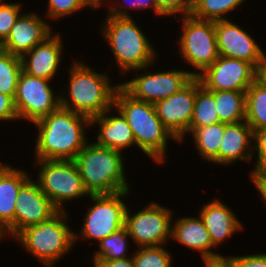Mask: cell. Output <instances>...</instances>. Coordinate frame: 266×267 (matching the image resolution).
<instances>
[{
	"mask_svg": "<svg viewBox=\"0 0 266 267\" xmlns=\"http://www.w3.org/2000/svg\"><path fill=\"white\" fill-rule=\"evenodd\" d=\"M199 0H187L188 4L192 7L195 3H197Z\"/></svg>",
	"mask_w": 266,
	"mask_h": 267,
	"instance_id": "f6af8a7d",
	"label": "cell"
},
{
	"mask_svg": "<svg viewBox=\"0 0 266 267\" xmlns=\"http://www.w3.org/2000/svg\"><path fill=\"white\" fill-rule=\"evenodd\" d=\"M69 82L60 93V107L89 117L102 115L114 107L120 84H112L106 73H98L89 65L74 60L69 67ZM68 93L69 97L64 96Z\"/></svg>",
	"mask_w": 266,
	"mask_h": 267,
	"instance_id": "7a4b0ae2",
	"label": "cell"
},
{
	"mask_svg": "<svg viewBox=\"0 0 266 267\" xmlns=\"http://www.w3.org/2000/svg\"><path fill=\"white\" fill-rule=\"evenodd\" d=\"M155 2L157 9L166 17L171 15L177 18V14L190 15L192 8L187 0H155Z\"/></svg>",
	"mask_w": 266,
	"mask_h": 267,
	"instance_id": "d590c367",
	"label": "cell"
},
{
	"mask_svg": "<svg viewBox=\"0 0 266 267\" xmlns=\"http://www.w3.org/2000/svg\"><path fill=\"white\" fill-rule=\"evenodd\" d=\"M253 151L257 154L255 168L250 170V180L266 177V127L254 131Z\"/></svg>",
	"mask_w": 266,
	"mask_h": 267,
	"instance_id": "1f68e13d",
	"label": "cell"
},
{
	"mask_svg": "<svg viewBox=\"0 0 266 267\" xmlns=\"http://www.w3.org/2000/svg\"><path fill=\"white\" fill-rule=\"evenodd\" d=\"M101 34L108 43L121 75L153 65L158 55L133 17L107 15Z\"/></svg>",
	"mask_w": 266,
	"mask_h": 267,
	"instance_id": "5b68a950",
	"label": "cell"
},
{
	"mask_svg": "<svg viewBox=\"0 0 266 267\" xmlns=\"http://www.w3.org/2000/svg\"><path fill=\"white\" fill-rule=\"evenodd\" d=\"M251 182L255 185V188L258 190L259 194H261V198L264 199L266 203V177L254 179L251 180Z\"/></svg>",
	"mask_w": 266,
	"mask_h": 267,
	"instance_id": "ab89813d",
	"label": "cell"
},
{
	"mask_svg": "<svg viewBox=\"0 0 266 267\" xmlns=\"http://www.w3.org/2000/svg\"><path fill=\"white\" fill-rule=\"evenodd\" d=\"M67 214V210L59 211L50 220L21 230L13 239L44 266L53 267L76 245Z\"/></svg>",
	"mask_w": 266,
	"mask_h": 267,
	"instance_id": "8992f818",
	"label": "cell"
},
{
	"mask_svg": "<svg viewBox=\"0 0 266 267\" xmlns=\"http://www.w3.org/2000/svg\"><path fill=\"white\" fill-rule=\"evenodd\" d=\"M254 131L246 123H225V131L217 154V164L230 165L233 162L247 161L250 163L253 153Z\"/></svg>",
	"mask_w": 266,
	"mask_h": 267,
	"instance_id": "d6986e66",
	"label": "cell"
},
{
	"mask_svg": "<svg viewBox=\"0 0 266 267\" xmlns=\"http://www.w3.org/2000/svg\"><path fill=\"white\" fill-rule=\"evenodd\" d=\"M231 267H266V253H255L241 256H224Z\"/></svg>",
	"mask_w": 266,
	"mask_h": 267,
	"instance_id": "8d00e7d4",
	"label": "cell"
},
{
	"mask_svg": "<svg viewBox=\"0 0 266 267\" xmlns=\"http://www.w3.org/2000/svg\"><path fill=\"white\" fill-rule=\"evenodd\" d=\"M130 1V2H129ZM122 0L121 4L119 2L107 3L108 4V12L106 15L115 16V17H132L130 16L131 13L127 12L130 9H142L145 10L147 8H152V10L160 16H164L158 9L155 0ZM123 3V4H122ZM113 4V5H112ZM129 4V5H128ZM124 9H123V7ZM130 8V9H129Z\"/></svg>",
	"mask_w": 266,
	"mask_h": 267,
	"instance_id": "836d02e7",
	"label": "cell"
},
{
	"mask_svg": "<svg viewBox=\"0 0 266 267\" xmlns=\"http://www.w3.org/2000/svg\"><path fill=\"white\" fill-rule=\"evenodd\" d=\"M62 36L51 34L42 43L35 45L22 58V70L28 75L52 81L63 57Z\"/></svg>",
	"mask_w": 266,
	"mask_h": 267,
	"instance_id": "ac0fdd59",
	"label": "cell"
},
{
	"mask_svg": "<svg viewBox=\"0 0 266 267\" xmlns=\"http://www.w3.org/2000/svg\"><path fill=\"white\" fill-rule=\"evenodd\" d=\"M214 95L219 121L243 122L246 119V92L210 91Z\"/></svg>",
	"mask_w": 266,
	"mask_h": 267,
	"instance_id": "cb8c5ba5",
	"label": "cell"
},
{
	"mask_svg": "<svg viewBox=\"0 0 266 267\" xmlns=\"http://www.w3.org/2000/svg\"><path fill=\"white\" fill-rule=\"evenodd\" d=\"M215 31L219 56L246 61L259 69L266 53L250 33L230 19L215 21Z\"/></svg>",
	"mask_w": 266,
	"mask_h": 267,
	"instance_id": "9a60e30c",
	"label": "cell"
},
{
	"mask_svg": "<svg viewBox=\"0 0 266 267\" xmlns=\"http://www.w3.org/2000/svg\"><path fill=\"white\" fill-rule=\"evenodd\" d=\"M173 222L171 230L172 240L177 241L189 249L200 252L203 261L224 258L223 255L213 252L212 248L215 247L212 244L208 230L200 216H185Z\"/></svg>",
	"mask_w": 266,
	"mask_h": 267,
	"instance_id": "ffe728a7",
	"label": "cell"
},
{
	"mask_svg": "<svg viewBox=\"0 0 266 267\" xmlns=\"http://www.w3.org/2000/svg\"><path fill=\"white\" fill-rule=\"evenodd\" d=\"M0 120L18 121V116L14 106V99L6 94L0 93Z\"/></svg>",
	"mask_w": 266,
	"mask_h": 267,
	"instance_id": "74e56055",
	"label": "cell"
},
{
	"mask_svg": "<svg viewBox=\"0 0 266 267\" xmlns=\"http://www.w3.org/2000/svg\"><path fill=\"white\" fill-rule=\"evenodd\" d=\"M127 208L125 228L137 247L162 246L168 243L172 230V210L150 202L149 205L131 214Z\"/></svg>",
	"mask_w": 266,
	"mask_h": 267,
	"instance_id": "30bf717a",
	"label": "cell"
},
{
	"mask_svg": "<svg viewBox=\"0 0 266 267\" xmlns=\"http://www.w3.org/2000/svg\"><path fill=\"white\" fill-rule=\"evenodd\" d=\"M197 78L208 91L246 92L258 78V70L246 61L219 56Z\"/></svg>",
	"mask_w": 266,
	"mask_h": 267,
	"instance_id": "4fadbf2b",
	"label": "cell"
},
{
	"mask_svg": "<svg viewBox=\"0 0 266 267\" xmlns=\"http://www.w3.org/2000/svg\"><path fill=\"white\" fill-rule=\"evenodd\" d=\"M130 191L90 195L89 199L94 205L90 206L86 212L80 233L74 232V244L81 238L99 242L125 227L128 205L122 198L129 196Z\"/></svg>",
	"mask_w": 266,
	"mask_h": 267,
	"instance_id": "9c48e42d",
	"label": "cell"
},
{
	"mask_svg": "<svg viewBox=\"0 0 266 267\" xmlns=\"http://www.w3.org/2000/svg\"><path fill=\"white\" fill-rule=\"evenodd\" d=\"M179 55L192 65L194 77L199 76L219 57L215 21L201 20L191 15L182 16Z\"/></svg>",
	"mask_w": 266,
	"mask_h": 267,
	"instance_id": "ba28073f",
	"label": "cell"
},
{
	"mask_svg": "<svg viewBox=\"0 0 266 267\" xmlns=\"http://www.w3.org/2000/svg\"><path fill=\"white\" fill-rule=\"evenodd\" d=\"M204 205L198 216L202 218L215 248L237 231H242L243 225L237 215L220 199H213Z\"/></svg>",
	"mask_w": 266,
	"mask_h": 267,
	"instance_id": "603a6c76",
	"label": "cell"
},
{
	"mask_svg": "<svg viewBox=\"0 0 266 267\" xmlns=\"http://www.w3.org/2000/svg\"><path fill=\"white\" fill-rule=\"evenodd\" d=\"M258 79L266 86V56L258 69Z\"/></svg>",
	"mask_w": 266,
	"mask_h": 267,
	"instance_id": "7bdbcfd3",
	"label": "cell"
},
{
	"mask_svg": "<svg viewBox=\"0 0 266 267\" xmlns=\"http://www.w3.org/2000/svg\"><path fill=\"white\" fill-rule=\"evenodd\" d=\"M85 7H89L90 9H99L103 4L107 2V0H82ZM110 1V0H109Z\"/></svg>",
	"mask_w": 266,
	"mask_h": 267,
	"instance_id": "b9f144b4",
	"label": "cell"
},
{
	"mask_svg": "<svg viewBox=\"0 0 266 267\" xmlns=\"http://www.w3.org/2000/svg\"><path fill=\"white\" fill-rule=\"evenodd\" d=\"M21 7L20 2H0V44L8 37L12 26L21 15Z\"/></svg>",
	"mask_w": 266,
	"mask_h": 267,
	"instance_id": "d6a6232c",
	"label": "cell"
},
{
	"mask_svg": "<svg viewBox=\"0 0 266 267\" xmlns=\"http://www.w3.org/2000/svg\"><path fill=\"white\" fill-rule=\"evenodd\" d=\"M151 66L133 70L135 73H142L138 75L137 72L136 77L121 83L120 86L133 98L154 104L180 91L194 78L191 70L150 72L147 69Z\"/></svg>",
	"mask_w": 266,
	"mask_h": 267,
	"instance_id": "8fae6325",
	"label": "cell"
},
{
	"mask_svg": "<svg viewBox=\"0 0 266 267\" xmlns=\"http://www.w3.org/2000/svg\"><path fill=\"white\" fill-rule=\"evenodd\" d=\"M27 171L0 163V226L14 238V210L20 188L31 178Z\"/></svg>",
	"mask_w": 266,
	"mask_h": 267,
	"instance_id": "44dd1931",
	"label": "cell"
},
{
	"mask_svg": "<svg viewBox=\"0 0 266 267\" xmlns=\"http://www.w3.org/2000/svg\"><path fill=\"white\" fill-rule=\"evenodd\" d=\"M47 6L46 16L51 20L67 17L86 8L82 0H48Z\"/></svg>",
	"mask_w": 266,
	"mask_h": 267,
	"instance_id": "e575fe53",
	"label": "cell"
},
{
	"mask_svg": "<svg viewBox=\"0 0 266 267\" xmlns=\"http://www.w3.org/2000/svg\"><path fill=\"white\" fill-rule=\"evenodd\" d=\"M5 231L3 230V228L0 226V242L3 240V238L6 236L5 235Z\"/></svg>",
	"mask_w": 266,
	"mask_h": 267,
	"instance_id": "ee69618b",
	"label": "cell"
},
{
	"mask_svg": "<svg viewBox=\"0 0 266 267\" xmlns=\"http://www.w3.org/2000/svg\"><path fill=\"white\" fill-rule=\"evenodd\" d=\"M245 1L246 0H199L192 6L190 15L201 20H229V18H226V15L229 14L230 11L232 12L237 9Z\"/></svg>",
	"mask_w": 266,
	"mask_h": 267,
	"instance_id": "83f0119b",
	"label": "cell"
},
{
	"mask_svg": "<svg viewBox=\"0 0 266 267\" xmlns=\"http://www.w3.org/2000/svg\"><path fill=\"white\" fill-rule=\"evenodd\" d=\"M245 121L253 131L266 127V86L258 78L246 91Z\"/></svg>",
	"mask_w": 266,
	"mask_h": 267,
	"instance_id": "484cf974",
	"label": "cell"
},
{
	"mask_svg": "<svg viewBox=\"0 0 266 267\" xmlns=\"http://www.w3.org/2000/svg\"><path fill=\"white\" fill-rule=\"evenodd\" d=\"M35 163L40 165L36 181L59 211H66L65 202L90 196L73 160H35Z\"/></svg>",
	"mask_w": 266,
	"mask_h": 267,
	"instance_id": "52a82bcc",
	"label": "cell"
},
{
	"mask_svg": "<svg viewBox=\"0 0 266 267\" xmlns=\"http://www.w3.org/2000/svg\"><path fill=\"white\" fill-rule=\"evenodd\" d=\"M73 161L89 195L113 194L131 188L121 152L88 141Z\"/></svg>",
	"mask_w": 266,
	"mask_h": 267,
	"instance_id": "277c9868",
	"label": "cell"
},
{
	"mask_svg": "<svg viewBox=\"0 0 266 267\" xmlns=\"http://www.w3.org/2000/svg\"><path fill=\"white\" fill-rule=\"evenodd\" d=\"M205 267H231L230 263L225 259H216V260H205Z\"/></svg>",
	"mask_w": 266,
	"mask_h": 267,
	"instance_id": "60d3db41",
	"label": "cell"
},
{
	"mask_svg": "<svg viewBox=\"0 0 266 267\" xmlns=\"http://www.w3.org/2000/svg\"><path fill=\"white\" fill-rule=\"evenodd\" d=\"M59 210L41 190L39 183L30 178L17 196L14 210V237L23 229L50 220Z\"/></svg>",
	"mask_w": 266,
	"mask_h": 267,
	"instance_id": "2e32d148",
	"label": "cell"
},
{
	"mask_svg": "<svg viewBox=\"0 0 266 267\" xmlns=\"http://www.w3.org/2000/svg\"><path fill=\"white\" fill-rule=\"evenodd\" d=\"M214 95L197 78V94L190 123V134L198 127L219 123Z\"/></svg>",
	"mask_w": 266,
	"mask_h": 267,
	"instance_id": "4316f807",
	"label": "cell"
},
{
	"mask_svg": "<svg viewBox=\"0 0 266 267\" xmlns=\"http://www.w3.org/2000/svg\"><path fill=\"white\" fill-rule=\"evenodd\" d=\"M94 267H135L133 256L116 260H92Z\"/></svg>",
	"mask_w": 266,
	"mask_h": 267,
	"instance_id": "f35d334b",
	"label": "cell"
},
{
	"mask_svg": "<svg viewBox=\"0 0 266 267\" xmlns=\"http://www.w3.org/2000/svg\"><path fill=\"white\" fill-rule=\"evenodd\" d=\"M49 82L21 71L14 97L18 120L34 123L60 107V94L54 93Z\"/></svg>",
	"mask_w": 266,
	"mask_h": 267,
	"instance_id": "7c38bea8",
	"label": "cell"
},
{
	"mask_svg": "<svg viewBox=\"0 0 266 267\" xmlns=\"http://www.w3.org/2000/svg\"><path fill=\"white\" fill-rule=\"evenodd\" d=\"M128 238H130L125 227L99 241V250L93 253V260H116L132 257L128 254Z\"/></svg>",
	"mask_w": 266,
	"mask_h": 267,
	"instance_id": "f1b7e54d",
	"label": "cell"
},
{
	"mask_svg": "<svg viewBox=\"0 0 266 267\" xmlns=\"http://www.w3.org/2000/svg\"><path fill=\"white\" fill-rule=\"evenodd\" d=\"M133 252L135 267H171L172 255L162 246L138 247Z\"/></svg>",
	"mask_w": 266,
	"mask_h": 267,
	"instance_id": "4dcf8cb0",
	"label": "cell"
},
{
	"mask_svg": "<svg viewBox=\"0 0 266 267\" xmlns=\"http://www.w3.org/2000/svg\"><path fill=\"white\" fill-rule=\"evenodd\" d=\"M225 131V123L198 127L192 133L198 155L209 163L217 164V154Z\"/></svg>",
	"mask_w": 266,
	"mask_h": 267,
	"instance_id": "d4e9b609",
	"label": "cell"
},
{
	"mask_svg": "<svg viewBox=\"0 0 266 267\" xmlns=\"http://www.w3.org/2000/svg\"><path fill=\"white\" fill-rule=\"evenodd\" d=\"M113 109L117 111V115L112 114ZM95 124L99 126V133L95 142L97 145L121 153H124L126 148L135 146V138L126 118L115 107L106 110L100 116L92 117L91 127H94Z\"/></svg>",
	"mask_w": 266,
	"mask_h": 267,
	"instance_id": "7402d4cb",
	"label": "cell"
},
{
	"mask_svg": "<svg viewBox=\"0 0 266 267\" xmlns=\"http://www.w3.org/2000/svg\"><path fill=\"white\" fill-rule=\"evenodd\" d=\"M21 71V58L0 48V93L14 99Z\"/></svg>",
	"mask_w": 266,
	"mask_h": 267,
	"instance_id": "f546056e",
	"label": "cell"
},
{
	"mask_svg": "<svg viewBox=\"0 0 266 267\" xmlns=\"http://www.w3.org/2000/svg\"><path fill=\"white\" fill-rule=\"evenodd\" d=\"M49 22L36 13H21L0 48L22 58L35 45L42 43L53 32Z\"/></svg>",
	"mask_w": 266,
	"mask_h": 267,
	"instance_id": "e0dca14e",
	"label": "cell"
},
{
	"mask_svg": "<svg viewBox=\"0 0 266 267\" xmlns=\"http://www.w3.org/2000/svg\"><path fill=\"white\" fill-rule=\"evenodd\" d=\"M34 125L38 128L34 160H74L88 141L91 119L59 107Z\"/></svg>",
	"mask_w": 266,
	"mask_h": 267,
	"instance_id": "6da1fadb",
	"label": "cell"
},
{
	"mask_svg": "<svg viewBox=\"0 0 266 267\" xmlns=\"http://www.w3.org/2000/svg\"><path fill=\"white\" fill-rule=\"evenodd\" d=\"M197 94V77L171 96L154 103L158 118L177 142L190 134V123Z\"/></svg>",
	"mask_w": 266,
	"mask_h": 267,
	"instance_id": "5bb4252c",
	"label": "cell"
},
{
	"mask_svg": "<svg viewBox=\"0 0 266 267\" xmlns=\"http://www.w3.org/2000/svg\"><path fill=\"white\" fill-rule=\"evenodd\" d=\"M114 107L126 118L135 146L159 165L166 162L167 142L177 140L158 118L154 104L133 98L120 86L115 94Z\"/></svg>",
	"mask_w": 266,
	"mask_h": 267,
	"instance_id": "3957f363",
	"label": "cell"
}]
</instances>
